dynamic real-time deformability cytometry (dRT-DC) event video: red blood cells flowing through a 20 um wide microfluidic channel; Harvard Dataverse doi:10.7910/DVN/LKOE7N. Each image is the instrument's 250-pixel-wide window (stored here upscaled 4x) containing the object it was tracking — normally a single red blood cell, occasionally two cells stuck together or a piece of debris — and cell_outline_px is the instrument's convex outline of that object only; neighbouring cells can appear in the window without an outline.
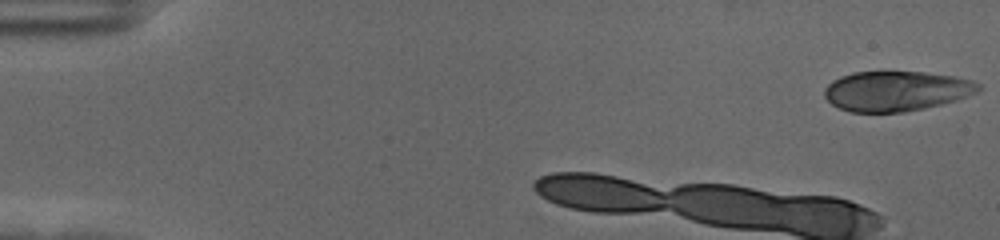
{"species": "human", "species_latin": "Homo sapiens", "temperature_condition": "cold", "stored_images_in_passage": 7, "camera_frame_rate_fps": 3000, "um_per_image_px": 0.085, "donor": {"sex": "female"}, "frame": {"image": 1, "passage_image": 1, "time_ms": 0.0, "image_size_px": [1000, 240], "cell_outline_px": [[980, 88], [976, 92], [956, 100], [924, 108], [904, 112], [852, 112], [840, 108], [832, 104], [824, 96], [824, 88], [832, 80], [840, 76], [852, 72], [924, 72], [952, 76], [972, 80], [980, 84]], "centroid_in_image_um": [76.14, 7.73], "position_along_channel_um": 8.9, "area_um2": 35.72}}